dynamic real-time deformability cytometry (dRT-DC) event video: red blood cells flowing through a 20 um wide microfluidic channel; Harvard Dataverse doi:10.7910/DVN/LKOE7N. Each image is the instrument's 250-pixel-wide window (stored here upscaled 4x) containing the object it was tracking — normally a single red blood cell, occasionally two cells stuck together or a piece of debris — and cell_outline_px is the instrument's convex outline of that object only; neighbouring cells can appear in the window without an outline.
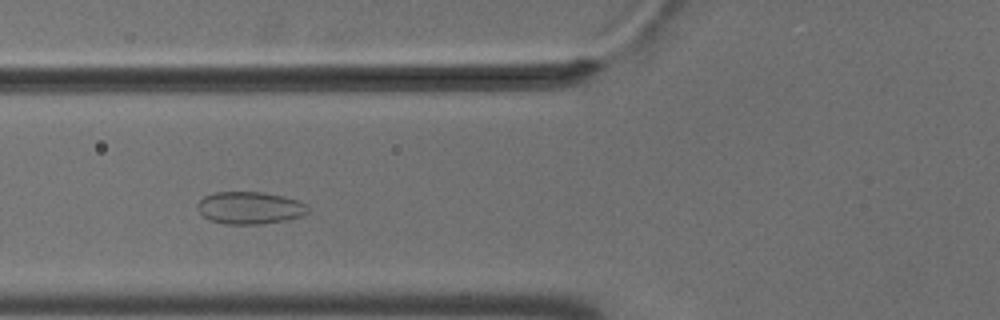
{"species": "common noctule bat (a hibernating species)", "species_latin": "Nyctalus noctula", "temperature_condition": "cold", "stored_images_in_passage": 42, "camera_frame_rate_fps": 3000, "um_per_image_px": 0.085, "animal": {"sex": "male", "body_mass_g": 18.8}, "frame": {"image": 1, "passage_image": 7, "time_ms": 2.0, "image_size_px": [1000, 320], "cell_outline_px": [[308, 212], [300, 216], [284, 220], [260, 224], [224, 224], [212, 220], [204, 216], [196, 208], [196, 204], [204, 196], [216, 192], [264, 192], [284, 196], [300, 200], [308, 204]], "centroid_in_image_um": [21.25, 17.65], "position_along_channel_um": 104.6, "area_um2": 20.87}}
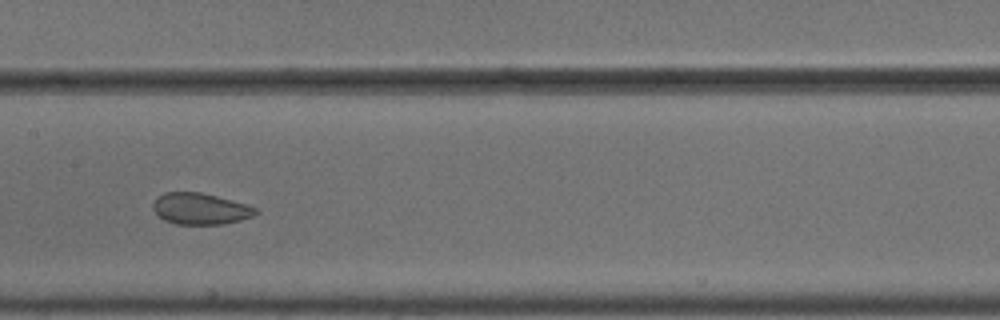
{"frame": {"image": 2, "passage_image": 14, "time_ms": 4.333, "image_size_px": [1000, 320], "cell_outline_px": [[260, 212], [252, 216], [240, 220], [224, 224], [176, 224], [164, 220], [152, 208], [152, 204], [164, 192], [200, 192], [248, 204], [256, 208]], "centroid_in_image_um": [17.05, 17.74], "position_along_channel_um": 190.3, "area_um2": 18.67}}
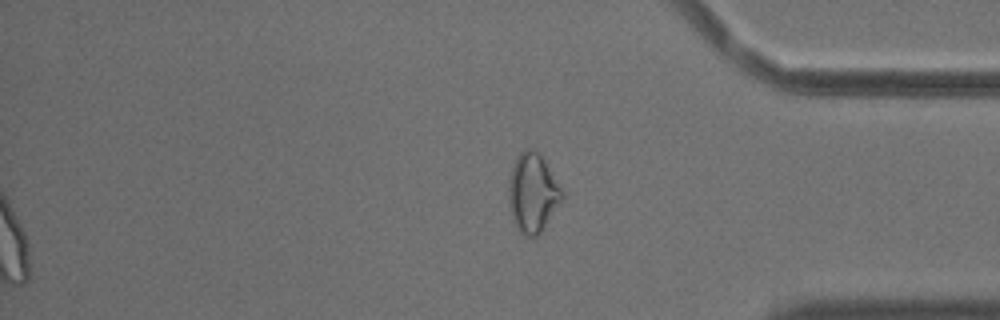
{"frame": {"image": 3, "passage_image": 42, "time_ms": 13.667, "image_size_px": [1000, 320], "cell_outline_px": [[564, 196], [544, 228], [536, 236], [524, 236], [520, 232], [512, 220], [508, 200], [508, 180], [516, 156], [524, 148], [532, 148], [540, 156], [564, 192]], "centroid_in_image_um": [45.24, 16.41], "position_along_channel_um": 390.0, "area_um2": 24.39}, "authors_computed_cell_mechanics": {"area_um2": 20.9236, "velocity_mm_per_s": 3.6547, "shape_relaxation_time_tau1_ms": null, "shape_relaxation_time_tau2_ms": 1.0323, "deformation_change_tau1": null, "deformation_change_tau2": 0.0553}}